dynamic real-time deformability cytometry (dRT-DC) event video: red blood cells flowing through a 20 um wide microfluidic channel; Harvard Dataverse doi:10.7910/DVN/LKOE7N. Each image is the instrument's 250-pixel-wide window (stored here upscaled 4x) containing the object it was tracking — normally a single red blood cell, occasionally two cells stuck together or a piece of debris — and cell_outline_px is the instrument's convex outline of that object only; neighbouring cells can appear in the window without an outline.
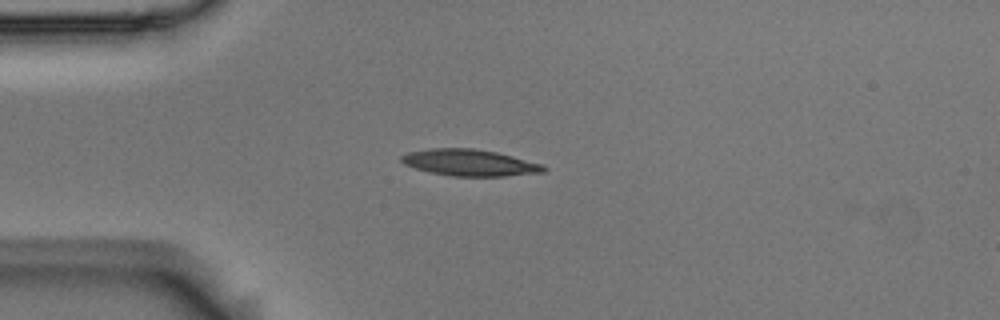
{"species": "Egyptian fruit bat (a non-hibernating species)", "species_latin": "Rousettus aegyptiacus", "temperature_condition": "room temperature", "stored_images_in_passage": 3, "camera_frame_rate_fps": 3000, "um_per_image_px": 0.085, "animal": {"sex": "male"}, "frame": {"image": 1, "passage_image": 1, "time_ms": 0.0, "image_size_px": [1000, 320], "cell_outline_px": [[548, 168], [544, 172], [504, 176], [452, 176], [432, 172], [416, 168], [404, 164], [400, 160], [400, 156], [408, 152], [432, 148], [472, 148], [496, 152], [544, 164]], "centroid_in_image_um": [39.95, 13.82], "position_along_channel_um": 45.1, "area_um2": 21.91}}
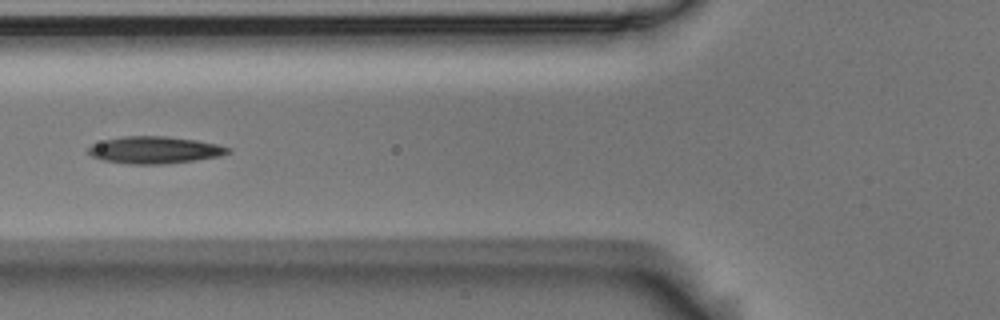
{"frame": {"image": 2, "passage_image": 3, "time_ms": 0.667, "image_size_px": [1000, 320], "cell_outline_px": [[232, 152], [220, 156], [164, 164], [128, 164], [104, 160], [92, 156], [88, 152], [88, 148], [92, 144], [104, 140], [124, 136], [168, 136], [196, 140], [216, 144], [232, 148]], "centroid_in_image_um": [13.16, 12.74], "position_along_channel_um": 112.6, "area_um2": 21.96}}